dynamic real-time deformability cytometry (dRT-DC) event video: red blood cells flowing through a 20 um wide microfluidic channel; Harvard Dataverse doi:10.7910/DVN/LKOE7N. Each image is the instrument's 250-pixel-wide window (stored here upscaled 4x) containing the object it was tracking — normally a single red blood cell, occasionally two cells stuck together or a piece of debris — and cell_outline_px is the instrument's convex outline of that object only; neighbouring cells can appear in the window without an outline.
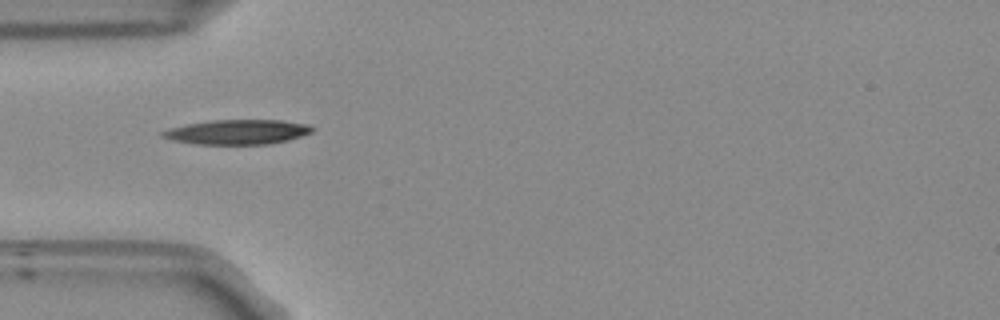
{"species": "Egyptian fruit bat (a non-hibernating species)", "species_latin": "Rousettus aegyptiacus", "temperature_condition": "room temperature", "stored_images_in_passage": 38, "camera_frame_rate_fps": 3000, "um_per_image_px": 0.085, "frame": {"image": 1, "passage_image": 1, "time_ms": 0.0, "image_size_px": [1000, 320], "cell_outline_px": [[316, 128], [312, 132], [288, 140], [272, 144], [196, 144], [172, 140], [160, 136], [160, 132], [168, 128], [188, 124], [212, 120], [280, 120], [308, 124]], "centroid_in_image_um": [20.18, 11.22], "position_along_channel_um": 64.8, "area_um2": 21.62}}
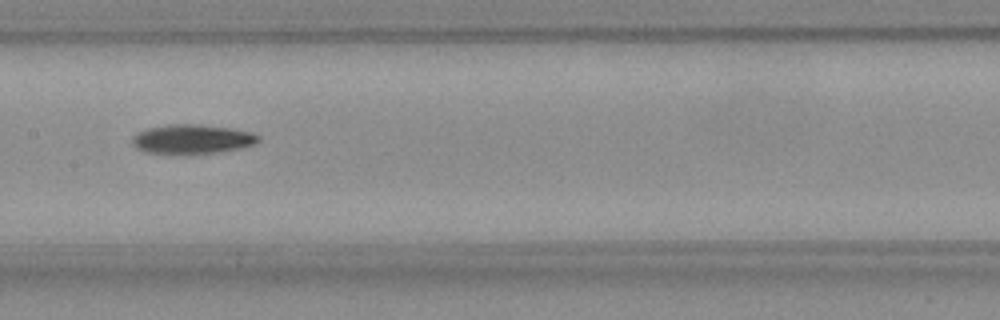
{"frame": {"image": 2, "passage_image": 11, "time_ms": 3.333, "image_size_px": [1000, 320], "cell_outline_px": [[260, 140], [256, 144], [240, 148], [220, 152], [148, 152], [136, 148], [132, 144], [132, 136], [136, 132], [148, 128], [168, 124], [196, 124], [228, 128], [248, 132], [260, 136]], "centroid_in_image_um": [16.32, 11.8], "position_along_channel_um": 191.1, "area_um2": 20.98}}
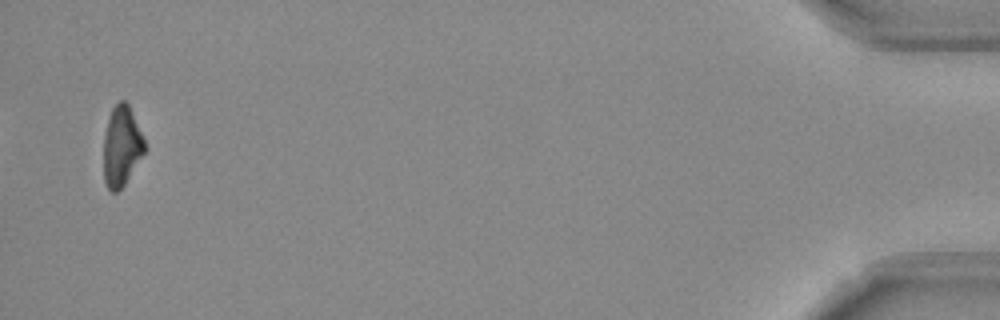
{"frame": {"image": 3, "passage_image": 37, "time_ms": 12.0, "image_size_px": [1000, 320], "cell_outline_px": [[144, 152], [124, 184], [116, 192], [112, 192], [108, 188], [104, 180], [104, 136], [108, 116], [112, 108], [120, 100], [124, 100], [128, 104], [144, 140]], "centroid_in_image_um": [10.3, 12.41], "position_along_channel_um": 424.9, "area_um2": 18.67}, "authors_computed_cell_mechanics": {"area_um2": 20.4901, "velocity_mm_per_s": 3.7652, "shape_relaxation_time_tau1_ms": 5.1309, "shape_relaxation_time_tau2_ms": null, "deformation_change_tau1": 0.1817, "deformation_change_tau2": null}}